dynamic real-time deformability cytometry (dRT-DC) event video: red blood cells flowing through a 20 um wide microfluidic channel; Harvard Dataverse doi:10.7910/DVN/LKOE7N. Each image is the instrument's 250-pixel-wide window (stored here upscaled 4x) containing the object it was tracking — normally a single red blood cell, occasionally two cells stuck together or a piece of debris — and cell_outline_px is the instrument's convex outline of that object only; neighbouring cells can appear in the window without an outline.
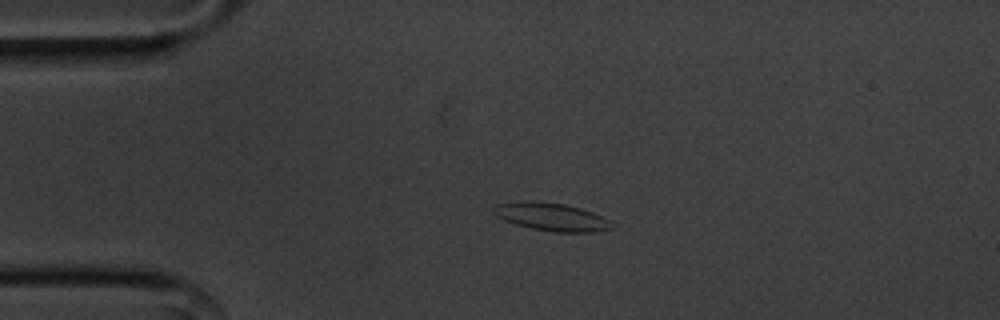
{"species": "common noctule bat (a hibernating species)", "species_latin": "Nyctalus noctula", "temperature_condition": "cold", "stored_images_in_passage": 54, "camera_frame_rate_fps": 3000, "um_per_image_px": 0.085, "animal": {"sex": "male", "body_mass_g": 20.1, "forearm_length_mm": 53.5}, "frame": {"image": 1, "passage_image": 11, "time_ms": 3.333, "image_size_px": [1000, 320], "cell_outline_px": [[616, 224], [612, 228], [596, 232], [556, 232], [532, 228], [516, 224], [504, 220], [496, 216], [492, 212], [492, 208], [496, 204], [528, 200], [532, 200], [564, 204], [580, 208], [604, 216]], "centroid_in_image_um": [46.9, 18.43], "position_along_channel_um": 38.1, "area_um2": 19.42}}
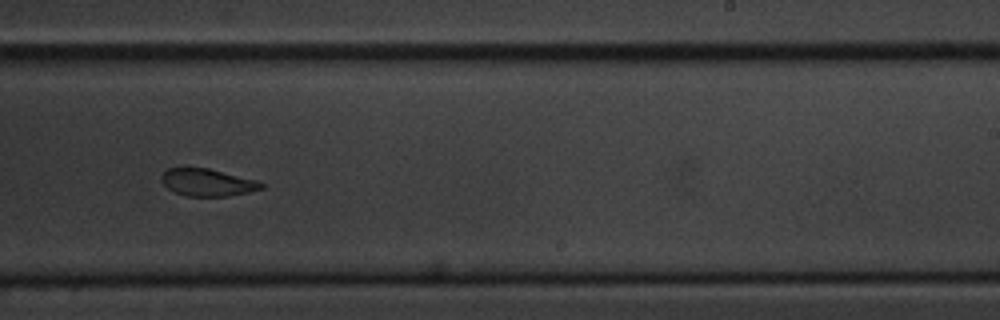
{"frame": {"image": 2, "passage_image": 33, "time_ms": 10.667, "image_size_px": [1000, 320], "cell_outline_px": [[264, 188], [248, 192], [228, 196], [188, 196], [172, 192], [160, 180], [160, 176], [168, 168], [208, 168], [256, 180], [264, 184]], "centroid_in_image_um": [17.61, 15.51], "position_along_channel_um": 271.4, "area_um2": 15.84}}
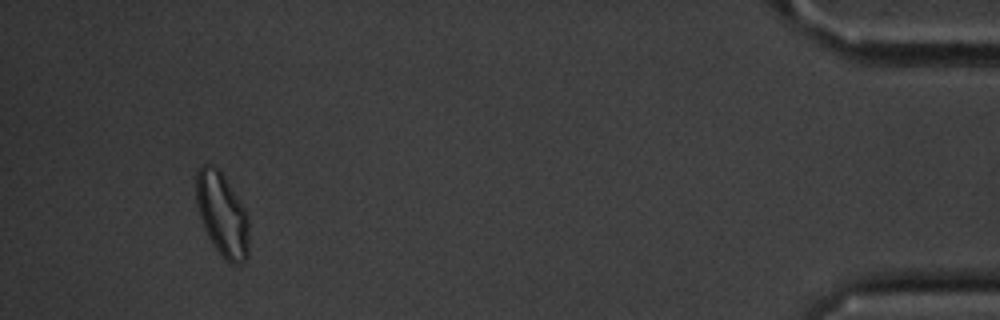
{"frame": {"image": 3, "passage_image": 51, "time_ms": 16.667, "image_size_px": [1000, 320], "cell_outline_px": [[248, 256], [240, 264], [228, 264], [224, 260], [208, 236], [204, 228], [200, 216], [196, 200], [196, 172], [204, 164], [212, 164], [224, 176], [244, 208], [248, 220]], "centroid_in_image_um": [18.88, 18.26], "position_along_channel_um": 416.3, "area_um2": 25.43}, "authors_computed_cell_mechanics": {"area_um2": 17.9469, "velocity_mm_per_s": 3.5713, "shape_relaxation_time_tau1_ms": 6.3588, "shape_relaxation_time_tau2_ms": 4.5699, "deformation_change_tau1": 0.1494, "deformation_change_tau2": 0.091}}